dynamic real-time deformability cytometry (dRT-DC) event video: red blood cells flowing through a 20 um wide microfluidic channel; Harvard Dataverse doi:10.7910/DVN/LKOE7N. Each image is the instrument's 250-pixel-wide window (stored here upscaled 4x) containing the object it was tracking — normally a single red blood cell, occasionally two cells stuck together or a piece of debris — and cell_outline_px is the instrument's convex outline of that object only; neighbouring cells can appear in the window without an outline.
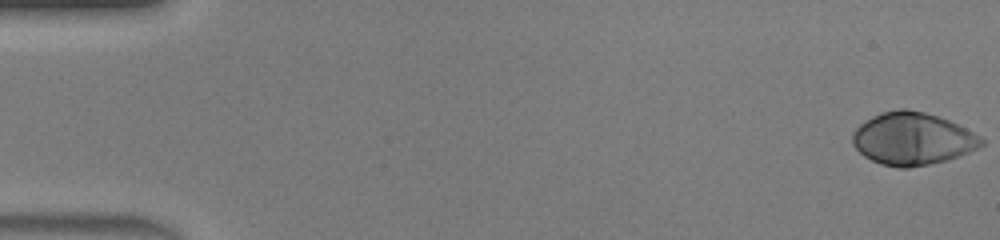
{"species": "human", "species_latin": "Homo sapiens", "temperature_condition": "warm", "stored_images_in_passage": 14, "camera_frame_rate_fps": 3000, "um_per_image_px": 0.085, "donor": {"sex": "male"}, "frame": {"image": 1, "passage_image": 1, "time_ms": 0.0, "image_size_px": [1000, 240], "cell_outline_px": [[984, 144], [968, 152], [948, 160], [908, 168], [900, 168], [880, 164], [864, 156], [852, 144], [852, 132], [864, 120], [872, 116], [884, 112], [900, 108], [908, 108], [924, 112], [948, 120], [972, 132], [984, 140]], "centroid_in_image_um": [77.52, 11.79], "position_along_channel_um": 7.5, "area_um2": 39.19}}